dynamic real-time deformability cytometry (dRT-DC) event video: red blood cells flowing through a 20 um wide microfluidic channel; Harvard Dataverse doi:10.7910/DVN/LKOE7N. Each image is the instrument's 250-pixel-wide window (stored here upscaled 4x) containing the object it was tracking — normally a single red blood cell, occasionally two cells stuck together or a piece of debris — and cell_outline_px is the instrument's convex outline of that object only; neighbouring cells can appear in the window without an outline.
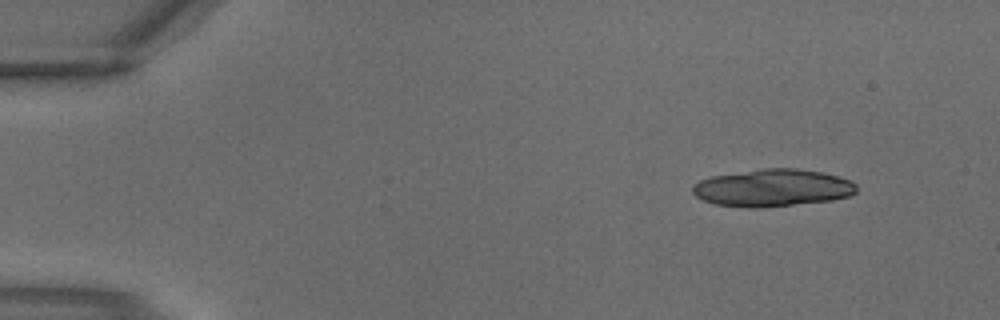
{"species": "common noctule bat (a hibernating species)", "species_latin": "Nyctalus noctula", "temperature_condition": "warm", "stored_images_in_passage": 3, "camera_frame_rate_fps": 3000, "um_per_image_px": 0.085, "animal": {"sex": "male", "body_mass_g": 18.8}, "frame": {"image": 1, "passage_image": 1, "time_ms": 0.0, "image_size_px": [1000, 320], "cell_outline_px": [[856, 192], [848, 196], [832, 200], [760, 208], [748, 208], [716, 204], [704, 200], [696, 196], [692, 192], [692, 188], [700, 180], [712, 176], [764, 168], [796, 168], [820, 172], [852, 180], [856, 184]], "centroid_in_image_um": [65.68, 15.97], "position_along_channel_um": 19.3, "area_um2": 35.49}}